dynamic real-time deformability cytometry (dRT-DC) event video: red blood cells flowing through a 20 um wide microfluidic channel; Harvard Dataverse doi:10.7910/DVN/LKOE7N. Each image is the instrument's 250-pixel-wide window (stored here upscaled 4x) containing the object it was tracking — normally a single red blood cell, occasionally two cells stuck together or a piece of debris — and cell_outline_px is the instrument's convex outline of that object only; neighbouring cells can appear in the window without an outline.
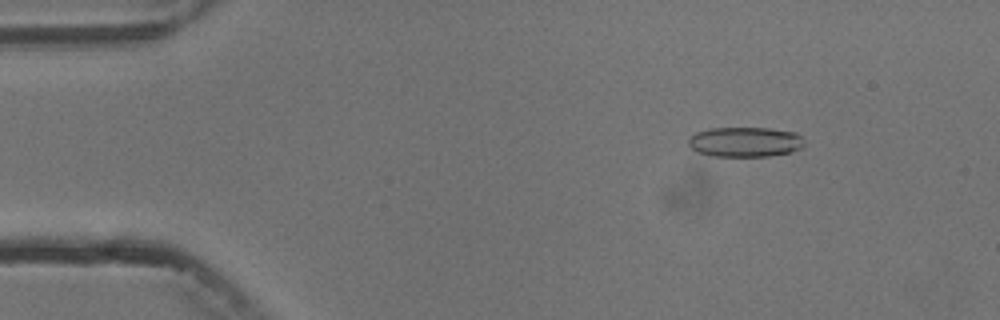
{"species": "common noctule bat (a hibernating species)", "species_latin": "Nyctalus noctula", "temperature_condition": "cold", "stored_images_in_passage": 7, "camera_frame_rate_fps": 3000, "um_per_image_px": 0.085, "animal": {"sex": "male", "body_mass_g": 13.3}, "frame": {"image": 1, "passage_image": 2, "time_ms": 1.333, "image_size_px": [1000, 320], "cell_outline_px": [[804, 144], [800, 148], [792, 152], [768, 156], [712, 156], [696, 152], [688, 144], [688, 136], [696, 132], [708, 128], [768, 128], [796, 132], [804, 140]], "centroid_in_image_um": [63.3, 12.06], "position_along_channel_um": 21.7, "area_um2": 20.4}}
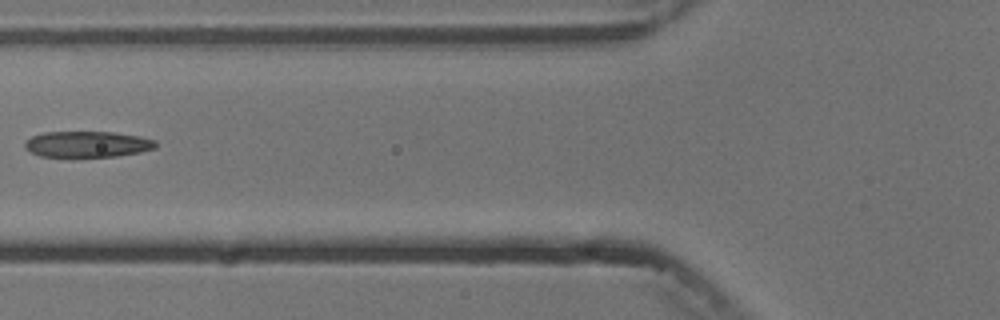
{"frame": {"image": 2, "passage_image": 6, "time_ms": 6.0, "image_size_px": [1000, 320], "cell_outline_px": [[156, 148], [140, 152], [116, 156], [40, 156], [24, 148], [24, 144], [32, 136], [44, 132], [112, 132], [140, 136], [156, 140]], "centroid_in_image_um": [7.45, 12.25], "position_along_channel_um": 118.4, "area_um2": 19.65}}
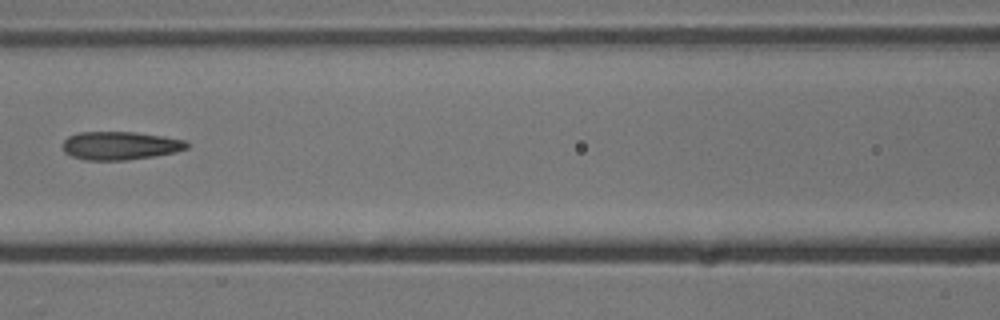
{"frame": {"image": 3, "passage_image": 7, "time_ms": 7.0, "image_size_px": [1000, 320], "cell_outline_px": [[188, 148], [176, 152], [152, 156], [124, 160], [84, 160], [72, 156], [64, 152], [64, 140], [68, 136], [76, 132], [136, 132], [164, 136], [184, 140], [188, 144]], "centroid_in_image_um": [10.2, 12.37], "position_along_channel_um": 156.4, "area_um2": 20.4}}